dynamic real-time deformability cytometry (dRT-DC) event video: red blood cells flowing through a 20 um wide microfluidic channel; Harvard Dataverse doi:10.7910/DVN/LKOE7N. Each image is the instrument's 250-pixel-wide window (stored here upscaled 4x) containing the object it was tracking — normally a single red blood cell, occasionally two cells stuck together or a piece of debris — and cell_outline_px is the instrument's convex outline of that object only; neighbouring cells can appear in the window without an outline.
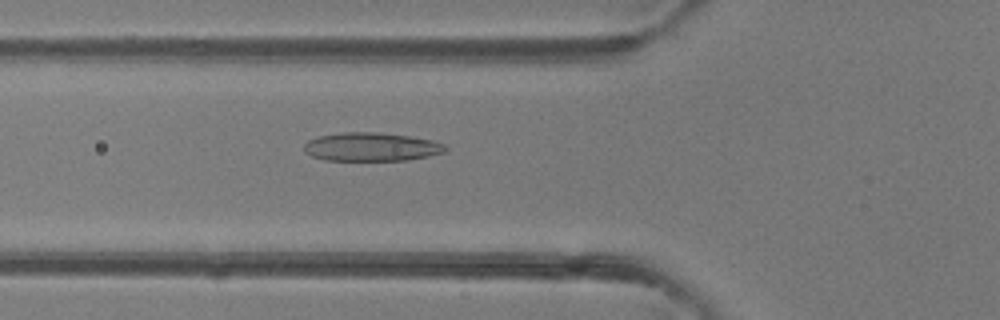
{"species": "common noctule bat (a hibernating species)", "species_latin": "Nyctalus noctula", "temperature_condition": "room temperature", "stored_images_in_passage": 47, "camera_frame_rate_fps": 3000, "um_per_image_px": 0.085, "animal": {"sex": "female"}, "frame": {"image": 1, "passage_image": 17, "time_ms": 5.333, "image_size_px": [1000, 320], "cell_outline_px": [[448, 148], [444, 152], [428, 156], [408, 160], [324, 160], [312, 156], [304, 152], [304, 144], [308, 140], [320, 136], [340, 132], [380, 132], [408, 136], [432, 140], [444, 144]], "centroid_in_image_um": [31.55, 12.48], "position_along_channel_um": 94.2, "area_um2": 23.52}}
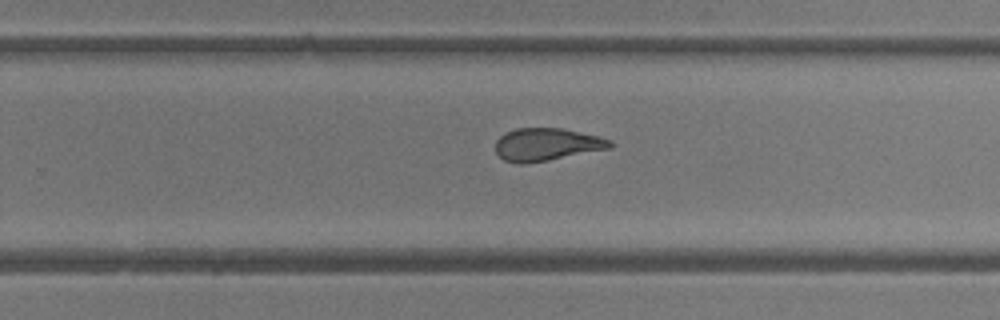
{"frame": {"image": 2, "passage_image": 30, "time_ms": 9.667, "image_size_px": [1000, 320], "cell_outline_px": [[612, 148], [548, 160], [524, 164], [516, 164], [504, 160], [496, 152], [496, 140], [504, 132], [516, 128], [560, 128], [580, 132], [612, 140]], "centroid_in_image_um": [46.44, 12.28], "position_along_channel_um": 283.4, "area_um2": 21.79}}
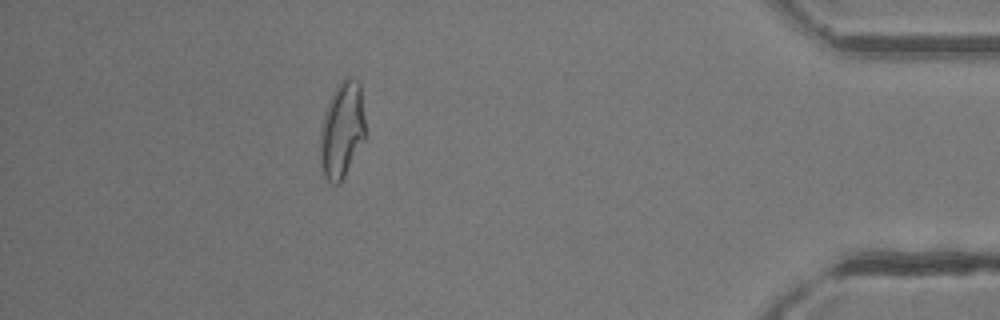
{"frame": {"image": 3, "passage_image": 42, "time_ms": 13.667, "image_size_px": [1000, 320], "cell_outline_px": [[364, 140], [340, 184], [332, 184], [324, 176], [320, 160], [320, 128], [324, 112], [328, 100], [332, 92], [340, 80], [344, 76], [356, 80], [360, 84], [364, 116]], "centroid_in_image_um": [29.04, 11.03], "position_along_channel_um": 406.2, "area_um2": 25.43}, "authors_computed_cell_mechanics": {"area_um2": 24.1604, "velocity_mm_per_s": 4.363, "shape_relaxation_time_tau1_ms": 6.8953, "shape_relaxation_time_tau2_ms": 1.8134, "deformation_change_tau1": 0.2061, "deformation_change_tau2": 0.0858}}